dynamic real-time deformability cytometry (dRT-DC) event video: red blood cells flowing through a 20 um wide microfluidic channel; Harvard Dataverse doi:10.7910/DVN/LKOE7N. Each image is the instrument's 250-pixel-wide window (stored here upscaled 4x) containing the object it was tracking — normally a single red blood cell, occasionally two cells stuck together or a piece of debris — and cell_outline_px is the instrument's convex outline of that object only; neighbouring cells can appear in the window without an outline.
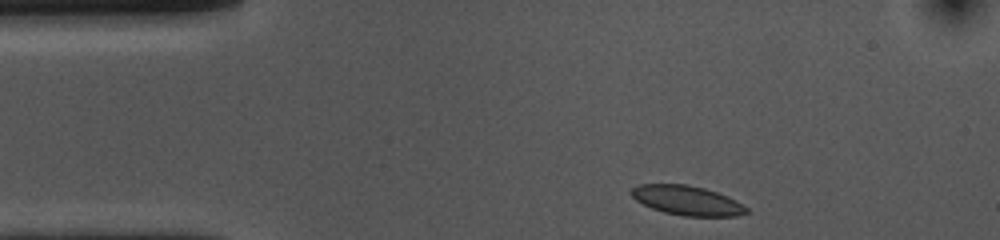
{"species": "common noctule bat (a hibernating species)", "species_latin": "Nyctalus noctula", "temperature_condition": "cold", "stored_images_in_passage": 36, "camera_frame_rate_fps": 3000, "um_per_image_px": 0.085, "animal": {"sex": "female", "body_mass_g": 10.0, "forearm_length_mm": 53.1}, "frame": {"image": 1, "passage_image": 1, "time_ms": 0.0, "image_size_px": [1000, 240], "cell_outline_px": [[748, 212], [736, 216], [684, 216], [664, 212], [652, 208], [636, 200], [628, 192], [632, 188], [640, 184], [688, 184], [704, 188], [728, 196], [736, 200], [748, 208]], "centroid_in_image_um": [58.4, 17.03], "position_along_channel_um": 26.6, "area_um2": 19.77}}
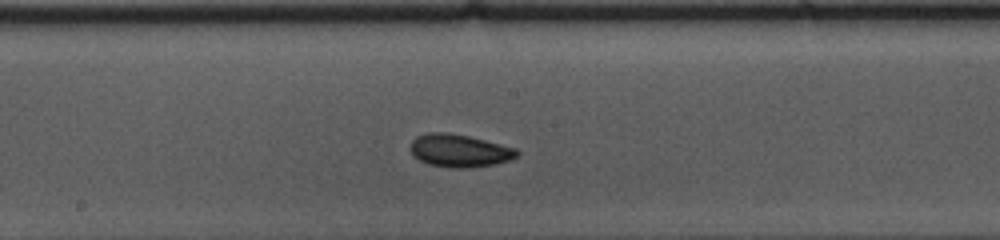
{"frame": {"image": 2, "passage_image": 20, "time_ms": 6.333, "image_size_px": [1000, 240], "cell_outline_px": [[520, 152], [516, 156], [508, 160], [496, 164], [468, 168], [452, 168], [428, 164], [412, 156], [408, 148], [412, 140], [416, 136], [428, 132], [448, 132], [468, 136], [516, 148]], "centroid_in_image_um": [38.99, 12.8], "position_along_channel_um": 209.2, "area_um2": 20.52}}
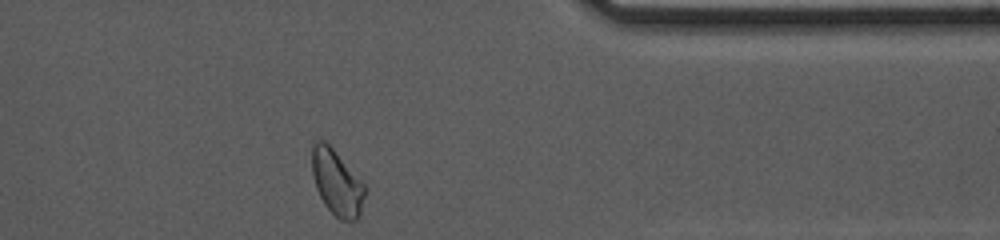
{"frame": {"image": 3, "passage_image": 36, "time_ms": 11.667, "image_size_px": [1000, 240], "cell_outline_px": [[364, 196], [360, 216], [356, 220], [340, 220], [324, 204], [316, 188], [312, 176], [312, 144], [316, 140], [324, 140], [332, 148], [364, 184]], "centroid_in_image_um": [28.6, 15.52], "position_along_channel_um": 382.8, "area_um2": 19.88}, "authors_computed_cell_mechanics": {"area_um2": 19.7676, "velocity_mm_per_s": 3.5981, "shape_relaxation_time_tau1_ms": 2.4178, "shape_relaxation_time_tau2_ms": 4.1129, "deformation_change_tau1": 0.0602, "deformation_change_tau2": 0.0607}}